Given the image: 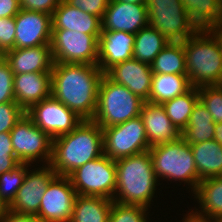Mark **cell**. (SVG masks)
<instances>
[{
	"instance_id": "1",
	"label": "cell",
	"mask_w": 222,
	"mask_h": 222,
	"mask_svg": "<svg viewBox=\"0 0 222 222\" xmlns=\"http://www.w3.org/2000/svg\"><path fill=\"white\" fill-rule=\"evenodd\" d=\"M103 75L98 65L53 63L51 95L83 120H92Z\"/></svg>"
},
{
	"instance_id": "2",
	"label": "cell",
	"mask_w": 222,
	"mask_h": 222,
	"mask_svg": "<svg viewBox=\"0 0 222 222\" xmlns=\"http://www.w3.org/2000/svg\"><path fill=\"white\" fill-rule=\"evenodd\" d=\"M103 154V129L92 120H84L70 133L52 140L49 165L57 175L68 176L79 166Z\"/></svg>"
},
{
	"instance_id": "3",
	"label": "cell",
	"mask_w": 222,
	"mask_h": 222,
	"mask_svg": "<svg viewBox=\"0 0 222 222\" xmlns=\"http://www.w3.org/2000/svg\"><path fill=\"white\" fill-rule=\"evenodd\" d=\"M116 163V190L113 201L150 208L159 182L150 151L121 158Z\"/></svg>"
},
{
	"instance_id": "4",
	"label": "cell",
	"mask_w": 222,
	"mask_h": 222,
	"mask_svg": "<svg viewBox=\"0 0 222 222\" xmlns=\"http://www.w3.org/2000/svg\"><path fill=\"white\" fill-rule=\"evenodd\" d=\"M183 48L192 87L222 85V53L209 30H197L183 42Z\"/></svg>"
},
{
	"instance_id": "5",
	"label": "cell",
	"mask_w": 222,
	"mask_h": 222,
	"mask_svg": "<svg viewBox=\"0 0 222 222\" xmlns=\"http://www.w3.org/2000/svg\"><path fill=\"white\" fill-rule=\"evenodd\" d=\"M150 156L157 179L180 180L195 193L201 179L198 177L191 146L182 137L150 147Z\"/></svg>"
},
{
	"instance_id": "6",
	"label": "cell",
	"mask_w": 222,
	"mask_h": 222,
	"mask_svg": "<svg viewBox=\"0 0 222 222\" xmlns=\"http://www.w3.org/2000/svg\"><path fill=\"white\" fill-rule=\"evenodd\" d=\"M144 101L124 85L103 75L98 89L96 113L92 119L101 128L124 123L140 116Z\"/></svg>"
},
{
	"instance_id": "7",
	"label": "cell",
	"mask_w": 222,
	"mask_h": 222,
	"mask_svg": "<svg viewBox=\"0 0 222 222\" xmlns=\"http://www.w3.org/2000/svg\"><path fill=\"white\" fill-rule=\"evenodd\" d=\"M77 195L113 200L116 190V163L106 155L79 166L68 175Z\"/></svg>"
},
{
	"instance_id": "8",
	"label": "cell",
	"mask_w": 222,
	"mask_h": 222,
	"mask_svg": "<svg viewBox=\"0 0 222 222\" xmlns=\"http://www.w3.org/2000/svg\"><path fill=\"white\" fill-rule=\"evenodd\" d=\"M148 22L168 42H184L197 29L181 0H147Z\"/></svg>"
},
{
	"instance_id": "9",
	"label": "cell",
	"mask_w": 222,
	"mask_h": 222,
	"mask_svg": "<svg viewBox=\"0 0 222 222\" xmlns=\"http://www.w3.org/2000/svg\"><path fill=\"white\" fill-rule=\"evenodd\" d=\"M99 37L67 29L52 30L53 62L97 65Z\"/></svg>"
},
{
	"instance_id": "10",
	"label": "cell",
	"mask_w": 222,
	"mask_h": 222,
	"mask_svg": "<svg viewBox=\"0 0 222 222\" xmlns=\"http://www.w3.org/2000/svg\"><path fill=\"white\" fill-rule=\"evenodd\" d=\"M102 129L104 155L112 160L116 161L150 149L141 116Z\"/></svg>"
},
{
	"instance_id": "11",
	"label": "cell",
	"mask_w": 222,
	"mask_h": 222,
	"mask_svg": "<svg viewBox=\"0 0 222 222\" xmlns=\"http://www.w3.org/2000/svg\"><path fill=\"white\" fill-rule=\"evenodd\" d=\"M10 136L13 152L19 162L33 164L40 160L44 165L50 163L53 139L36 126L26 114L15 124Z\"/></svg>"
},
{
	"instance_id": "12",
	"label": "cell",
	"mask_w": 222,
	"mask_h": 222,
	"mask_svg": "<svg viewBox=\"0 0 222 222\" xmlns=\"http://www.w3.org/2000/svg\"><path fill=\"white\" fill-rule=\"evenodd\" d=\"M25 114L52 139L70 133L84 121L52 95L32 105Z\"/></svg>"
},
{
	"instance_id": "13",
	"label": "cell",
	"mask_w": 222,
	"mask_h": 222,
	"mask_svg": "<svg viewBox=\"0 0 222 222\" xmlns=\"http://www.w3.org/2000/svg\"><path fill=\"white\" fill-rule=\"evenodd\" d=\"M76 196L69 177L56 175L48 184L36 216L40 222H70Z\"/></svg>"
},
{
	"instance_id": "14",
	"label": "cell",
	"mask_w": 222,
	"mask_h": 222,
	"mask_svg": "<svg viewBox=\"0 0 222 222\" xmlns=\"http://www.w3.org/2000/svg\"><path fill=\"white\" fill-rule=\"evenodd\" d=\"M29 171L8 209L19 214L37 215L48 184L57 174L49 164Z\"/></svg>"
},
{
	"instance_id": "15",
	"label": "cell",
	"mask_w": 222,
	"mask_h": 222,
	"mask_svg": "<svg viewBox=\"0 0 222 222\" xmlns=\"http://www.w3.org/2000/svg\"><path fill=\"white\" fill-rule=\"evenodd\" d=\"M14 17L15 48L51 45L52 15L21 9Z\"/></svg>"
},
{
	"instance_id": "16",
	"label": "cell",
	"mask_w": 222,
	"mask_h": 222,
	"mask_svg": "<svg viewBox=\"0 0 222 222\" xmlns=\"http://www.w3.org/2000/svg\"><path fill=\"white\" fill-rule=\"evenodd\" d=\"M101 21L102 31L136 34L149 24L147 5L110 0Z\"/></svg>"
},
{
	"instance_id": "17",
	"label": "cell",
	"mask_w": 222,
	"mask_h": 222,
	"mask_svg": "<svg viewBox=\"0 0 222 222\" xmlns=\"http://www.w3.org/2000/svg\"><path fill=\"white\" fill-rule=\"evenodd\" d=\"M105 74L115 83L124 85L144 102L149 100L153 77L150 65L131 58L114 65Z\"/></svg>"
},
{
	"instance_id": "18",
	"label": "cell",
	"mask_w": 222,
	"mask_h": 222,
	"mask_svg": "<svg viewBox=\"0 0 222 222\" xmlns=\"http://www.w3.org/2000/svg\"><path fill=\"white\" fill-rule=\"evenodd\" d=\"M135 34L102 31L99 37L97 65L105 74L114 65L133 58Z\"/></svg>"
},
{
	"instance_id": "19",
	"label": "cell",
	"mask_w": 222,
	"mask_h": 222,
	"mask_svg": "<svg viewBox=\"0 0 222 222\" xmlns=\"http://www.w3.org/2000/svg\"><path fill=\"white\" fill-rule=\"evenodd\" d=\"M51 88V72L14 75L13 90L15 101L24 111L50 97Z\"/></svg>"
},
{
	"instance_id": "20",
	"label": "cell",
	"mask_w": 222,
	"mask_h": 222,
	"mask_svg": "<svg viewBox=\"0 0 222 222\" xmlns=\"http://www.w3.org/2000/svg\"><path fill=\"white\" fill-rule=\"evenodd\" d=\"M140 116L150 147L173 142L181 137V132L172 124L162 104L144 102Z\"/></svg>"
},
{
	"instance_id": "21",
	"label": "cell",
	"mask_w": 222,
	"mask_h": 222,
	"mask_svg": "<svg viewBox=\"0 0 222 222\" xmlns=\"http://www.w3.org/2000/svg\"><path fill=\"white\" fill-rule=\"evenodd\" d=\"M10 69L14 73L51 72L53 58L51 45H41L31 48H14L3 54Z\"/></svg>"
},
{
	"instance_id": "22",
	"label": "cell",
	"mask_w": 222,
	"mask_h": 222,
	"mask_svg": "<svg viewBox=\"0 0 222 222\" xmlns=\"http://www.w3.org/2000/svg\"><path fill=\"white\" fill-rule=\"evenodd\" d=\"M67 29L90 35H101V18L61 0L52 15V30Z\"/></svg>"
},
{
	"instance_id": "23",
	"label": "cell",
	"mask_w": 222,
	"mask_h": 222,
	"mask_svg": "<svg viewBox=\"0 0 222 222\" xmlns=\"http://www.w3.org/2000/svg\"><path fill=\"white\" fill-rule=\"evenodd\" d=\"M200 210L192 212L203 219L222 216V176L202 179L194 193ZM201 211V212H200Z\"/></svg>"
},
{
	"instance_id": "24",
	"label": "cell",
	"mask_w": 222,
	"mask_h": 222,
	"mask_svg": "<svg viewBox=\"0 0 222 222\" xmlns=\"http://www.w3.org/2000/svg\"><path fill=\"white\" fill-rule=\"evenodd\" d=\"M191 146L198 177L222 176V145L214 139Z\"/></svg>"
},
{
	"instance_id": "25",
	"label": "cell",
	"mask_w": 222,
	"mask_h": 222,
	"mask_svg": "<svg viewBox=\"0 0 222 222\" xmlns=\"http://www.w3.org/2000/svg\"><path fill=\"white\" fill-rule=\"evenodd\" d=\"M181 3L197 30H209L222 24L219 0H181Z\"/></svg>"
},
{
	"instance_id": "26",
	"label": "cell",
	"mask_w": 222,
	"mask_h": 222,
	"mask_svg": "<svg viewBox=\"0 0 222 222\" xmlns=\"http://www.w3.org/2000/svg\"><path fill=\"white\" fill-rule=\"evenodd\" d=\"M192 88L187 75L153 74L148 102L162 104Z\"/></svg>"
},
{
	"instance_id": "27",
	"label": "cell",
	"mask_w": 222,
	"mask_h": 222,
	"mask_svg": "<svg viewBox=\"0 0 222 222\" xmlns=\"http://www.w3.org/2000/svg\"><path fill=\"white\" fill-rule=\"evenodd\" d=\"M215 133V123L207 108L198 100L193 107L187 127L181 132V137L190 145L212 140Z\"/></svg>"
},
{
	"instance_id": "28",
	"label": "cell",
	"mask_w": 222,
	"mask_h": 222,
	"mask_svg": "<svg viewBox=\"0 0 222 222\" xmlns=\"http://www.w3.org/2000/svg\"><path fill=\"white\" fill-rule=\"evenodd\" d=\"M112 204L108 198L77 195L70 222H109Z\"/></svg>"
},
{
	"instance_id": "29",
	"label": "cell",
	"mask_w": 222,
	"mask_h": 222,
	"mask_svg": "<svg viewBox=\"0 0 222 222\" xmlns=\"http://www.w3.org/2000/svg\"><path fill=\"white\" fill-rule=\"evenodd\" d=\"M168 43V40L157 29L148 24L135 34L133 58L151 65Z\"/></svg>"
},
{
	"instance_id": "30",
	"label": "cell",
	"mask_w": 222,
	"mask_h": 222,
	"mask_svg": "<svg viewBox=\"0 0 222 222\" xmlns=\"http://www.w3.org/2000/svg\"><path fill=\"white\" fill-rule=\"evenodd\" d=\"M150 66L153 74L186 75V57L183 42H169Z\"/></svg>"
},
{
	"instance_id": "31",
	"label": "cell",
	"mask_w": 222,
	"mask_h": 222,
	"mask_svg": "<svg viewBox=\"0 0 222 222\" xmlns=\"http://www.w3.org/2000/svg\"><path fill=\"white\" fill-rule=\"evenodd\" d=\"M198 100V88L192 87L185 94L162 103L168 118L180 132L187 127L193 107Z\"/></svg>"
},
{
	"instance_id": "32",
	"label": "cell",
	"mask_w": 222,
	"mask_h": 222,
	"mask_svg": "<svg viewBox=\"0 0 222 222\" xmlns=\"http://www.w3.org/2000/svg\"><path fill=\"white\" fill-rule=\"evenodd\" d=\"M31 164L19 163L12 170L0 175V197L9 206L22 186L28 167Z\"/></svg>"
},
{
	"instance_id": "33",
	"label": "cell",
	"mask_w": 222,
	"mask_h": 222,
	"mask_svg": "<svg viewBox=\"0 0 222 222\" xmlns=\"http://www.w3.org/2000/svg\"><path fill=\"white\" fill-rule=\"evenodd\" d=\"M147 207L141 205L121 204L113 201L109 222H149Z\"/></svg>"
},
{
	"instance_id": "34",
	"label": "cell",
	"mask_w": 222,
	"mask_h": 222,
	"mask_svg": "<svg viewBox=\"0 0 222 222\" xmlns=\"http://www.w3.org/2000/svg\"><path fill=\"white\" fill-rule=\"evenodd\" d=\"M202 104L212 115L214 123H222V85L198 87Z\"/></svg>"
},
{
	"instance_id": "35",
	"label": "cell",
	"mask_w": 222,
	"mask_h": 222,
	"mask_svg": "<svg viewBox=\"0 0 222 222\" xmlns=\"http://www.w3.org/2000/svg\"><path fill=\"white\" fill-rule=\"evenodd\" d=\"M25 111L16 102L0 104V133H10Z\"/></svg>"
},
{
	"instance_id": "36",
	"label": "cell",
	"mask_w": 222,
	"mask_h": 222,
	"mask_svg": "<svg viewBox=\"0 0 222 222\" xmlns=\"http://www.w3.org/2000/svg\"><path fill=\"white\" fill-rule=\"evenodd\" d=\"M14 73L8 62L2 57L0 59V104L16 102L13 90Z\"/></svg>"
},
{
	"instance_id": "37",
	"label": "cell",
	"mask_w": 222,
	"mask_h": 222,
	"mask_svg": "<svg viewBox=\"0 0 222 222\" xmlns=\"http://www.w3.org/2000/svg\"><path fill=\"white\" fill-rule=\"evenodd\" d=\"M15 17L0 18V52L2 55L15 48Z\"/></svg>"
},
{
	"instance_id": "38",
	"label": "cell",
	"mask_w": 222,
	"mask_h": 222,
	"mask_svg": "<svg viewBox=\"0 0 222 222\" xmlns=\"http://www.w3.org/2000/svg\"><path fill=\"white\" fill-rule=\"evenodd\" d=\"M72 7L79 8L81 11L100 17L108 7L110 0H65Z\"/></svg>"
},
{
	"instance_id": "39",
	"label": "cell",
	"mask_w": 222,
	"mask_h": 222,
	"mask_svg": "<svg viewBox=\"0 0 222 222\" xmlns=\"http://www.w3.org/2000/svg\"><path fill=\"white\" fill-rule=\"evenodd\" d=\"M20 9L48 13L53 15V12L60 4L61 0H19Z\"/></svg>"
},
{
	"instance_id": "40",
	"label": "cell",
	"mask_w": 222,
	"mask_h": 222,
	"mask_svg": "<svg viewBox=\"0 0 222 222\" xmlns=\"http://www.w3.org/2000/svg\"><path fill=\"white\" fill-rule=\"evenodd\" d=\"M20 10L19 0H0V18L14 17Z\"/></svg>"
},
{
	"instance_id": "41",
	"label": "cell",
	"mask_w": 222,
	"mask_h": 222,
	"mask_svg": "<svg viewBox=\"0 0 222 222\" xmlns=\"http://www.w3.org/2000/svg\"><path fill=\"white\" fill-rule=\"evenodd\" d=\"M0 222H40V220L36 215L19 214L7 209Z\"/></svg>"
},
{
	"instance_id": "42",
	"label": "cell",
	"mask_w": 222,
	"mask_h": 222,
	"mask_svg": "<svg viewBox=\"0 0 222 222\" xmlns=\"http://www.w3.org/2000/svg\"><path fill=\"white\" fill-rule=\"evenodd\" d=\"M19 163L15 154H0V175L12 170Z\"/></svg>"
},
{
	"instance_id": "43",
	"label": "cell",
	"mask_w": 222,
	"mask_h": 222,
	"mask_svg": "<svg viewBox=\"0 0 222 222\" xmlns=\"http://www.w3.org/2000/svg\"><path fill=\"white\" fill-rule=\"evenodd\" d=\"M0 154H14L10 133H0Z\"/></svg>"
},
{
	"instance_id": "44",
	"label": "cell",
	"mask_w": 222,
	"mask_h": 222,
	"mask_svg": "<svg viewBox=\"0 0 222 222\" xmlns=\"http://www.w3.org/2000/svg\"><path fill=\"white\" fill-rule=\"evenodd\" d=\"M209 31L216 37L222 53V24L215 28L209 29Z\"/></svg>"
},
{
	"instance_id": "45",
	"label": "cell",
	"mask_w": 222,
	"mask_h": 222,
	"mask_svg": "<svg viewBox=\"0 0 222 222\" xmlns=\"http://www.w3.org/2000/svg\"><path fill=\"white\" fill-rule=\"evenodd\" d=\"M182 222H211L210 219H203L199 216H196L193 212L186 214Z\"/></svg>"
},
{
	"instance_id": "46",
	"label": "cell",
	"mask_w": 222,
	"mask_h": 222,
	"mask_svg": "<svg viewBox=\"0 0 222 222\" xmlns=\"http://www.w3.org/2000/svg\"><path fill=\"white\" fill-rule=\"evenodd\" d=\"M213 139L222 145V123H215V133Z\"/></svg>"
},
{
	"instance_id": "47",
	"label": "cell",
	"mask_w": 222,
	"mask_h": 222,
	"mask_svg": "<svg viewBox=\"0 0 222 222\" xmlns=\"http://www.w3.org/2000/svg\"><path fill=\"white\" fill-rule=\"evenodd\" d=\"M8 206L2 201L0 197V220L3 218Z\"/></svg>"
},
{
	"instance_id": "48",
	"label": "cell",
	"mask_w": 222,
	"mask_h": 222,
	"mask_svg": "<svg viewBox=\"0 0 222 222\" xmlns=\"http://www.w3.org/2000/svg\"><path fill=\"white\" fill-rule=\"evenodd\" d=\"M115 1H121L125 3H133V4H146L147 0H115Z\"/></svg>"
},
{
	"instance_id": "49",
	"label": "cell",
	"mask_w": 222,
	"mask_h": 222,
	"mask_svg": "<svg viewBox=\"0 0 222 222\" xmlns=\"http://www.w3.org/2000/svg\"><path fill=\"white\" fill-rule=\"evenodd\" d=\"M211 222H222V216H219L217 218L214 219H210Z\"/></svg>"
}]
</instances>
